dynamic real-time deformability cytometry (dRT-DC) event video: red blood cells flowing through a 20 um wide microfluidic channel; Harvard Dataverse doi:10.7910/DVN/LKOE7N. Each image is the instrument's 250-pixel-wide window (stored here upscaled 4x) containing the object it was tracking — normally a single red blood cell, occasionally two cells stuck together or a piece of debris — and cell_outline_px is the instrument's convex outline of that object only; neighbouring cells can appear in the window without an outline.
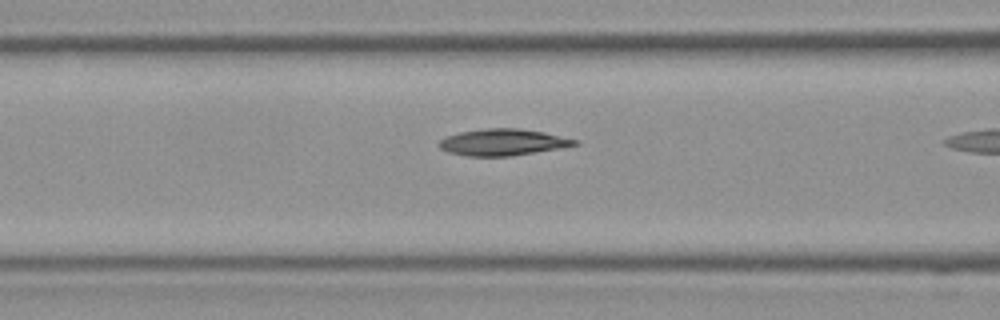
{"species": "Egyptian fruit bat (a non-hibernating species)", "species_latin": "Rousettus aegyptiacus", "temperature_condition": "room temperature", "stored_images_in_passage": 7, "camera_frame_rate_fps": 3000, "um_per_image_px": 0.085, "frame": {"image": 1, "passage_image": 6, "time_ms": 1.667, "image_size_px": [1000, 320], "cell_outline_px": [[580, 144], [564, 148], [512, 156], [468, 156], [448, 152], [440, 148], [436, 144], [444, 136], [460, 132], [484, 128], [520, 128], [544, 132], [580, 140]], "centroid_in_image_um": [42.77, 12.09], "position_along_channel_um": 123.8, "area_um2": 21.39}}